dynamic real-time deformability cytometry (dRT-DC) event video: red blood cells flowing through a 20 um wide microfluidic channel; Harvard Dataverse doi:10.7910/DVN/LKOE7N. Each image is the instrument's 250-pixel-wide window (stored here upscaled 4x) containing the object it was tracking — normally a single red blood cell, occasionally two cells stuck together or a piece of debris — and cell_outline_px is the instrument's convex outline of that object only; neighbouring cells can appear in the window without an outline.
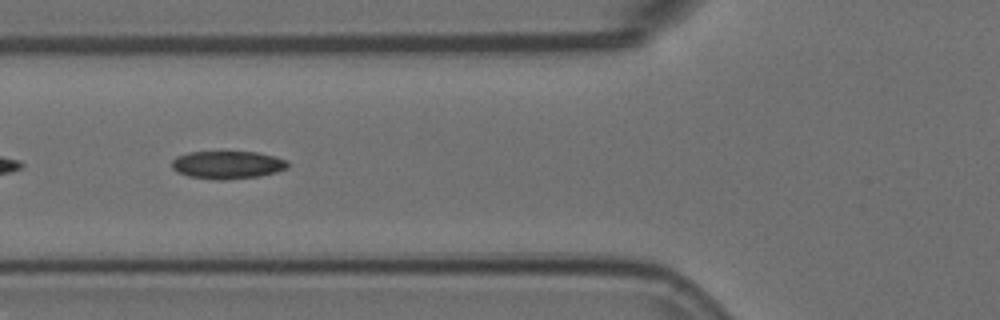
{"species": "Egyptian fruit bat (a non-hibernating species)", "species_latin": "Rousettus aegyptiacus", "temperature_condition": "room temperature", "stored_images_in_passage": 35, "camera_frame_rate_fps": 3000, "um_per_image_px": 0.085, "animal": {"sex": "female"}, "frame": {"image": 1, "passage_image": 5, "time_ms": 1.333, "image_size_px": [1000, 320], "cell_outline_px": [[288, 168], [276, 172], [260, 176], [224, 180], [216, 180], [188, 176], [176, 172], [172, 168], [172, 160], [176, 156], [188, 152], [256, 152], [288, 160]], "centroid_in_image_um": [19.31, 14.02], "position_along_channel_um": 106.5, "area_um2": 18.9}}
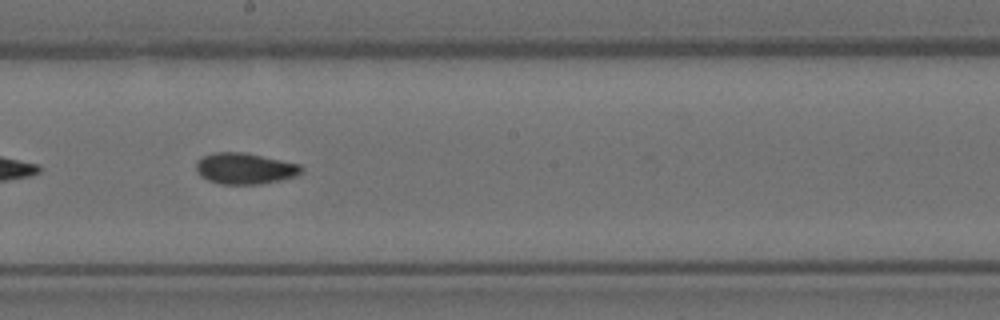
{"frame": {"image": 2, "passage_image": 15, "time_ms": 4.667, "image_size_px": [1000, 320], "cell_outline_px": [[304, 168], [296, 176], [280, 180], [260, 184], [220, 184], [208, 180], [200, 176], [196, 172], [196, 160], [212, 152], [244, 152], [300, 164]], "centroid_in_image_um": [20.78, 14.32], "position_along_channel_um": 227.4, "area_um2": 19.19}}
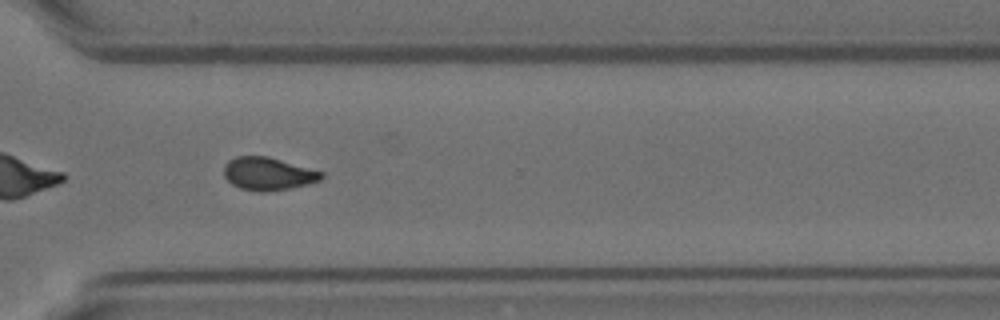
{"frame": {"image": 3, "passage_image": 25, "time_ms": 8.0, "image_size_px": [1000, 320], "cell_outline_px": [[324, 176], [320, 180], [308, 184], [288, 188], [264, 192], [260, 192], [240, 188], [232, 184], [224, 176], [224, 164], [228, 160], [236, 156], [268, 156], [324, 172]], "centroid_in_image_um": [22.78, 14.76], "position_along_channel_um": 347.8, "area_um2": 18.67}, "authors_computed_cell_mechanics": {"area_um2": 18.6694, "velocity_mm_per_s": 3.6204, "shape_relaxation_time_tau1_ms": 7.2658, "shape_relaxation_time_tau2_ms": 4.0429, "deformation_change_tau1": 0.1832, "deformation_change_tau2": 0.0851}}